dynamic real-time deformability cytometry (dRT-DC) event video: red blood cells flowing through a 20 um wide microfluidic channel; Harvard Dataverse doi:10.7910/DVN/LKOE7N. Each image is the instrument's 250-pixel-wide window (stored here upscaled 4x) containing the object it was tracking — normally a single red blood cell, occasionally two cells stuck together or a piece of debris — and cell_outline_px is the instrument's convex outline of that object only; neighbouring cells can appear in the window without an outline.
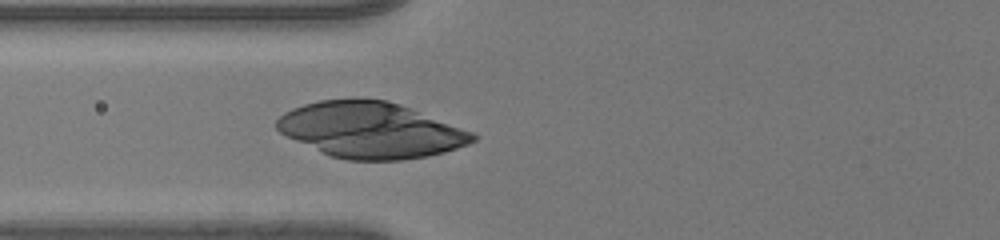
{"species": "human", "species_latin": "Homo sapiens", "temperature_condition": "room temperature", "stored_images_in_passage": 52, "camera_frame_rate_fps": 3000, "um_per_image_px": 0.085, "donor": {"sex": "male"}, "frame": {"image": 1, "passage_image": 27, "time_ms": 8.667, "image_size_px": [1000, 240], "cell_outline_px": [[480, 136], [476, 140], [468, 144], [444, 152], [428, 156], [400, 160], [348, 160], [332, 156], [296, 140], [280, 132], [276, 128], [276, 120], [284, 112], [292, 108], [304, 104], [320, 100], [388, 100], [476, 132]], "centroid_in_image_um": [31.56, 11.06], "position_along_channel_um": 94.2, "area_um2": 63.18}}